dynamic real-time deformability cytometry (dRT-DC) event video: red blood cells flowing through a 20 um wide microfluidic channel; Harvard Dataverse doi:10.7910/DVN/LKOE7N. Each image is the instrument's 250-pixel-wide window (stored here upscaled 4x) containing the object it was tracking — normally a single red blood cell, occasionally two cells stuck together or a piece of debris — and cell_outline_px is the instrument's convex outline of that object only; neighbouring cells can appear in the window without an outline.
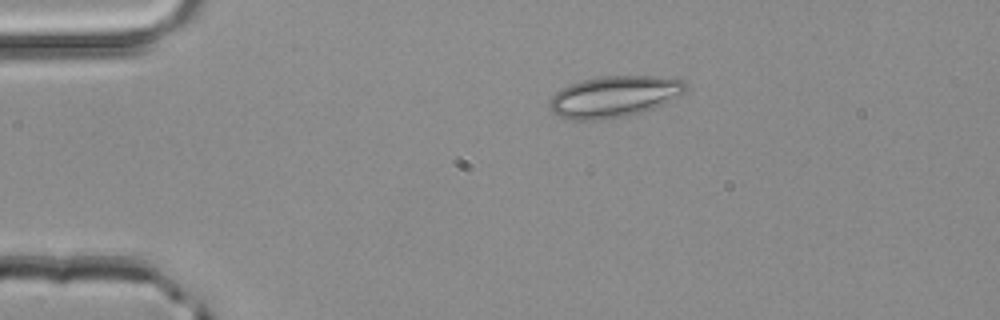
{"species": "common noctule bat (a hibernating species)", "species_latin": "Nyctalus noctula", "temperature_condition": "room temperature", "stored_images_in_passage": 40, "camera_frame_rate_fps": 3000, "um_per_image_px": 0.085, "animal": {"sex": "male", "body_mass_g": 20.4}, "frame": {"image": 1, "passage_image": 1, "time_ms": 0.0, "image_size_px": [1000, 320], "cell_outline_px": [[684, 92], [652, 108], [628, 116], [604, 120], [568, 120], [556, 116], [548, 108], [548, 104], [552, 96], [560, 88], [568, 84], [584, 80], [604, 76], [656, 76], [680, 80], [684, 84]], "centroid_in_image_um": [52.07, 8.23], "position_along_channel_um": 32.9, "area_um2": 32.54}}
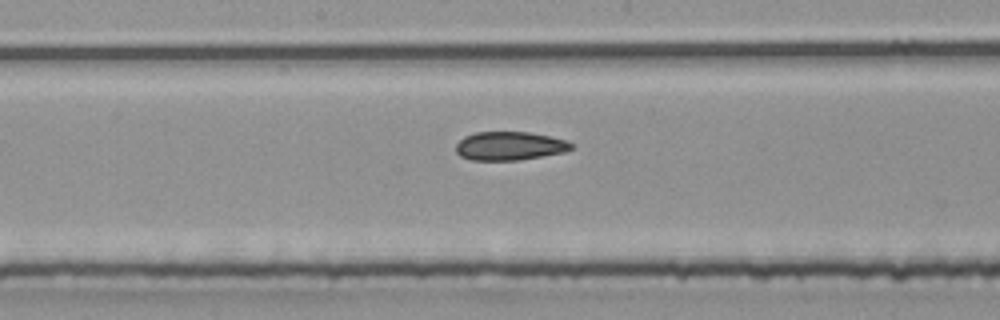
{"frame": {"image": 2, "passage_image": 17, "time_ms": 5.333, "image_size_px": [1000, 320], "cell_outline_px": [[572, 148], [564, 152], [520, 160], [472, 160], [460, 156], [456, 152], [456, 144], [464, 136], [476, 132], [528, 132], [552, 136], [564, 140], [572, 144]], "centroid_in_image_um": [43.29, 12.4], "position_along_channel_um": 204.9, "area_um2": 19.19}}
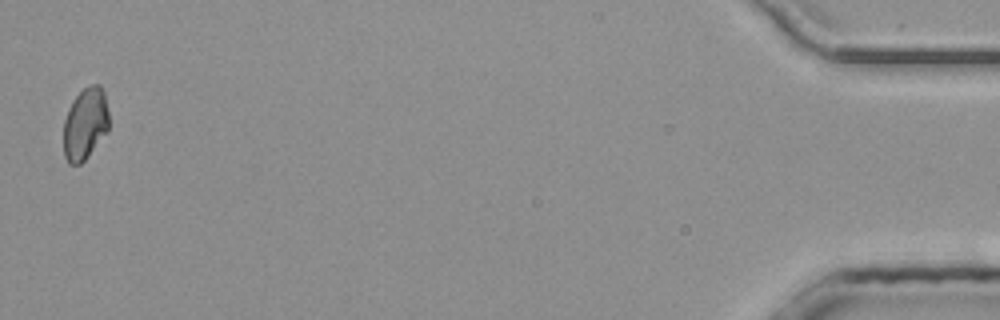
{"frame": {"image": 3, "passage_image": 40, "time_ms": 13.0, "image_size_px": [1000, 320], "cell_outline_px": [[108, 132], [88, 156], [80, 164], [68, 164], [64, 156], [64, 120], [68, 108], [72, 100], [88, 84], [100, 84], [104, 92], [108, 112]], "centroid_in_image_um": [7.24, 10.52], "position_along_channel_um": 428.0, "area_um2": 19.19}, "authors_computed_cell_mechanics": {"area_um2": 19.652, "velocity_mm_per_s": 4.1858, "shape_relaxation_time_tau1_ms": null, "shape_relaxation_time_tau2_ms": 1.9341, "deformation_change_tau1": null, "deformation_change_tau2": 0.0548}}